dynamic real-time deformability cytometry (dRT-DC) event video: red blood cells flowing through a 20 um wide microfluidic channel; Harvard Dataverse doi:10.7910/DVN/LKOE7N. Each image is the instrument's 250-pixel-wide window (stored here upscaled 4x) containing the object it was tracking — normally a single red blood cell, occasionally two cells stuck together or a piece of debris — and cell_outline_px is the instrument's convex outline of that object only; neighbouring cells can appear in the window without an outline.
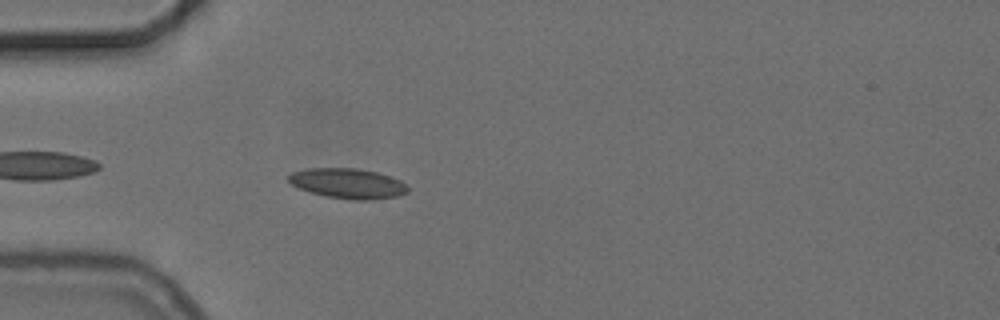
{"species": "common noctule bat (a hibernating species)", "species_latin": "Nyctalus noctula", "temperature_condition": "cold", "stored_images_in_passage": 7, "camera_frame_rate_fps": 3000, "um_per_image_px": 0.085, "animal": {"sex": "female", "body_mass_g": 24.6, "forearm_length_mm": 56.2}, "frame": {"image": 1, "passage_image": 3, "time_ms": 0.667, "image_size_px": [1000, 320], "cell_outline_px": [[408, 192], [396, 196], [372, 200], [352, 200], [328, 196], [312, 192], [300, 188], [292, 184], [288, 180], [288, 176], [292, 172], [308, 168], [356, 168], [376, 172], [400, 180], [408, 188]], "centroid_in_image_um": [29.57, 15.59], "position_along_channel_um": 55.4, "area_um2": 20.63}}